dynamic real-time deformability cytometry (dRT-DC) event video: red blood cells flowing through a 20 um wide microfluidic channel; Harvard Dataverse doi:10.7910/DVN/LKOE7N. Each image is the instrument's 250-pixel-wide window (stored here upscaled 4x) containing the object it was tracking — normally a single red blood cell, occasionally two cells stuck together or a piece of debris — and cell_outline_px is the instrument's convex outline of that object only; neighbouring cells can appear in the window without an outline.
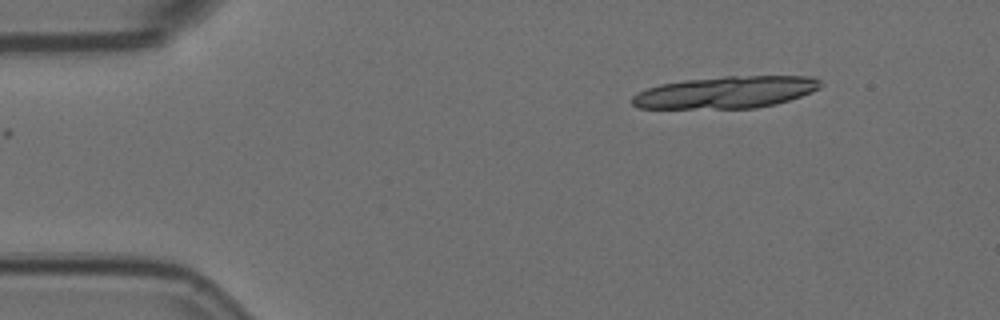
{"species": "Egyptian fruit bat (a non-hibernating species)", "species_latin": "Rousettus aegyptiacus", "temperature_condition": "room temperature", "stored_images_in_passage": 14, "camera_frame_rate_fps": 3000, "um_per_image_px": 0.085, "animal": {"sex": "female"}, "frame": {"image": 1, "passage_image": 1, "time_ms": 0.0, "image_size_px": [1000, 320], "cell_outline_px": [[824, 84], [820, 88], [812, 92], [776, 104], [756, 108], [640, 108], [632, 104], [632, 96], [648, 88], [660, 84], [684, 80], [724, 76], [812, 76], [820, 80]], "centroid_in_image_um": [61.75, 7.84], "position_along_channel_um": 23.3, "area_um2": 35.08}}